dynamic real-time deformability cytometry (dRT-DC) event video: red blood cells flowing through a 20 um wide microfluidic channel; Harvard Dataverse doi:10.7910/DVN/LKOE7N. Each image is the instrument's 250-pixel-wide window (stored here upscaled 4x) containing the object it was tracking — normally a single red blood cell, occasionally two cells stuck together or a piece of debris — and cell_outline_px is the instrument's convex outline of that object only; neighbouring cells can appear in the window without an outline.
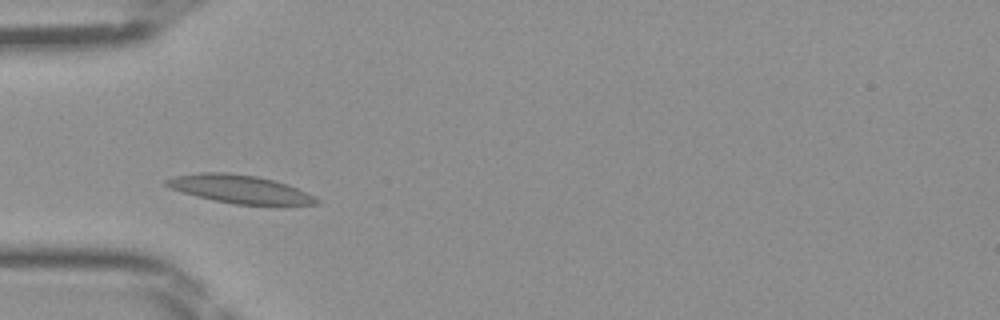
{"species": "Egyptian fruit bat (a non-hibernating species)", "species_latin": "Rousettus aegyptiacus", "temperature_condition": "room temperature", "stored_images_in_passage": 39, "camera_frame_rate_fps": 3000, "um_per_image_px": 0.085, "frame": {"image": 1, "passage_image": 7, "time_ms": 2.0, "image_size_px": [1000, 320], "cell_outline_px": [[320, 204], [280, 208], [236, 204], [212, 200], [196, 196], [168, 188], [164, 184], [164, 180], [176, 176], [200, 172], [224, 172], [256, 176], [288, 184], [316, 196], [320, 200]], "centroid_in_image_um": [20.51, 16.13], "position_along_channel_um": 64.5, "area_um2": 25.72}}
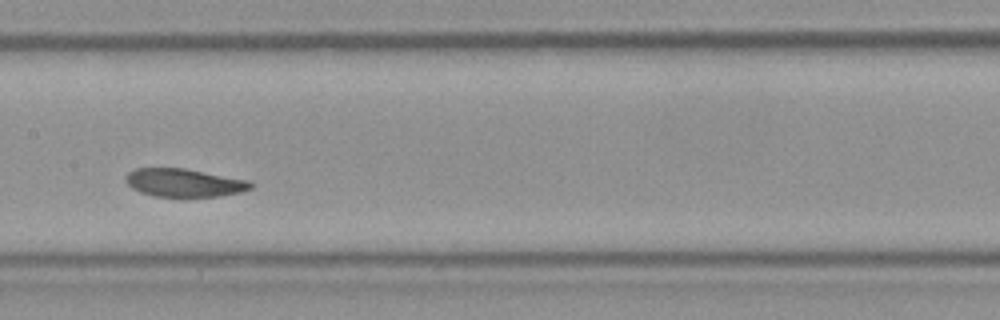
{"frame": {"image": 2, "passage_image": 16, "time_ms": 5.0, "image_size_px": [1000, 320], "cell_outline_px": [[252, 188], [240, 192], [220, 196], [156, 196], [140, 192], [132, 188], [124, 180], [124, 176], [128, 172], [136, 168], [184, 168], [248, 180], [252, 184]], "centroid_in_image_um": [15.61, 15.52], "position_along_channel_um": 191.8, "area_um2": 20.35}}
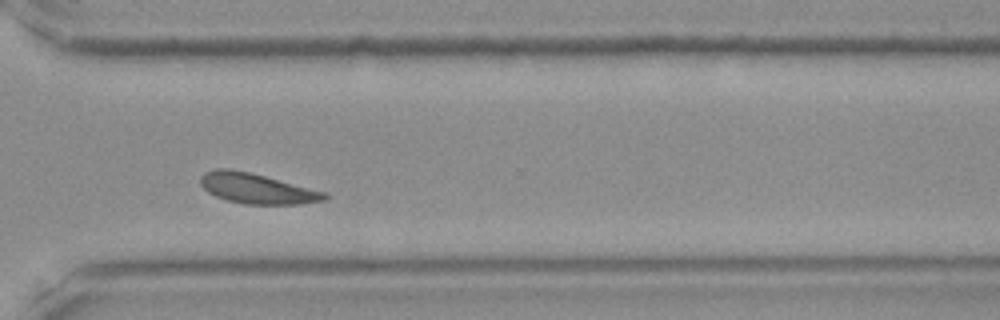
{"frame": {"image": 3, "passage_image": 27, "time_ms": 8.667, "image_size_px": [1000, 320], "cell_outline_px": [[332, 196], [328, 200], [300, 204], [244, 204], [228, 200], [216, 196], [208, 192], [200, 184], [200, 176], [204, 172], [216, 168], [228, 168], [248, 172], [328, 192]], "centroid_in_image_um": [21.89, 16.03], "position_along_channel_um": 348.7, "area_um2": 22.02}}